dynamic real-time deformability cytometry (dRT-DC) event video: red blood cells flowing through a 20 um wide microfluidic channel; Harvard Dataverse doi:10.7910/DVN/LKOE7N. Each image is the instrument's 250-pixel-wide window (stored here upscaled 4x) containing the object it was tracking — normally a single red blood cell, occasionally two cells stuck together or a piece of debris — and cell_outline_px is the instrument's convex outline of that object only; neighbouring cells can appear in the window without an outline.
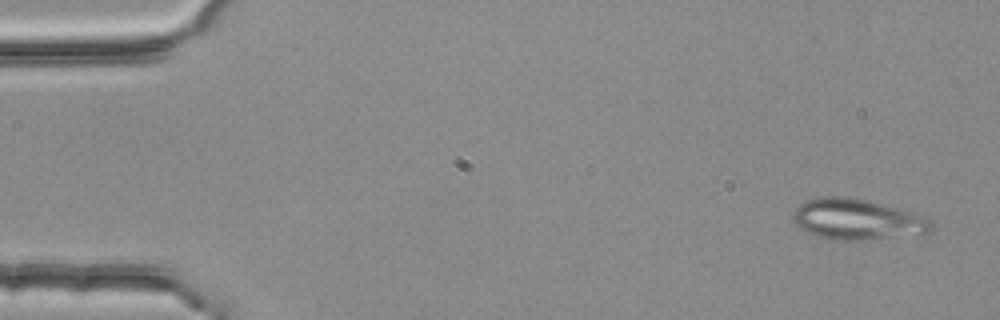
{"species": "common noctule bat (a hibernating species)", "species_latin": "Nyctalus noctula", "temperature_condition": "room temperature", "stored_images_in_passage": 3, "camera_frame_rate_fps": 3000, "um_per_image_px": 0.085, "animal": {"sex": "female", "body_mass_g": 25.1}, "frame": {"image": 1, "passage_image": 1, "time_ms": 0.0, "image_size_px": [1000, 320], "cell_outline_px": [[932, 228], [928, 232], [864, 240], [844, 240], [816, 236], [800, 228], [796, 224], [792, 216], [792, 212], [800, 204], [808, 200], [824, 196], [848, 196], [916, 212], [928, 216], [932, 220]], "centroid_in_image_um": [72.87, 18.63], "position_along_channel_um": 12.1, "area_um2": 32.66}}